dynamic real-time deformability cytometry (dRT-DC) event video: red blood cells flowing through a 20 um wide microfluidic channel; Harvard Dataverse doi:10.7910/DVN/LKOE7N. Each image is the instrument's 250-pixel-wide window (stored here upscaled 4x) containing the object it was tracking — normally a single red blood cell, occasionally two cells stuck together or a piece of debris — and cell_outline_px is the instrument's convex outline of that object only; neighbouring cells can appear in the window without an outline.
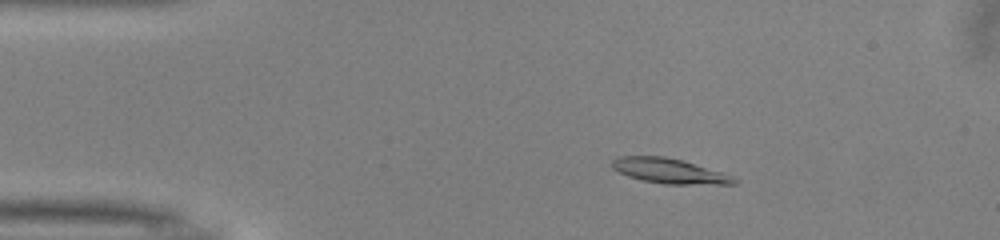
{"species": "common noctule bat (a hibernating species)", "species_latin": "Nyctalus noctula", "temperature_condition": "warm", "stored_images_in_passage": 50, "camera_frame_rate_fps": 3000, "um_per_image_px": 0.085, "animal": {"sex": "male", "body_mass_g": 13.0, "forearm_length_mm": 53.1}, "frame": {"image": 1, "passage_image": 8, "time_ms": 2.333, "image_size_px": [1000, 240], "cell_outline_px": [[740, 180], [736, 184], [664, 184], [644, 180], [628, 176], [612, 168], [612, 160], [616, 156], [664, 156], [684, 160], [732, 176]], "centroid_in_image_um": [56.89, 14.52], "position_along_channel_um": 28.1, "area_um2": 17.69}}
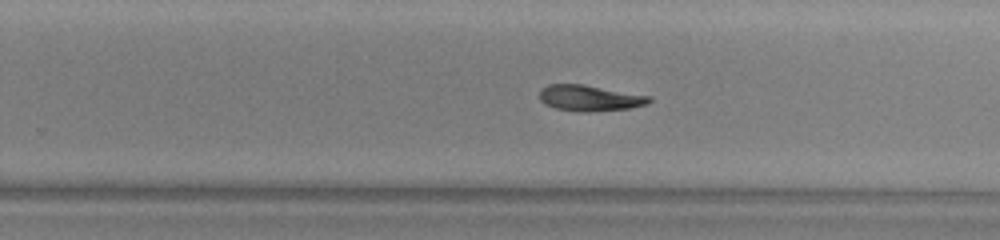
{"frame": {"image": 2, "passage_image": 31, "time_ms": 10.0, "image_size_px": [1000, 240], "cell_outline_px": [[652, 100], [648, 104], [628, 108], [588, 112], [584, 112], [556, 108], [544, 104], [540, 100], [540, 88], [548, 84], [584, 84], [652, 96]], "centroid_in_image_um": [50.13, 8.32], "position_along_channel_um": 279.7, "area_um2": 16.65}}
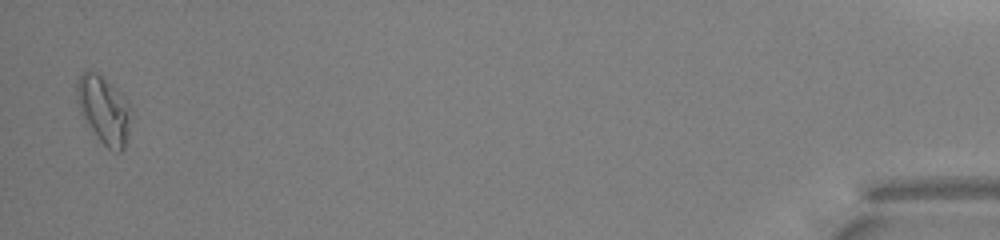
{"frame": {"image": 3, "passage_image": 49, "time_ms": 16.0, "image_size_px": [1000, 240], "cell_outline_px": [[128, 132], [124, 148], [120, 152], [116, 152], [108, 148], [100, 140], [84, 120], [80, 112], [76, 100], [76, 80], [80, 72], [96, 72], [104, 76], [128, 100]], "centroid_in_image_um": [8.77, 9.29], "position_along_channel_um": 426.4, "area_um2": 21.15}}